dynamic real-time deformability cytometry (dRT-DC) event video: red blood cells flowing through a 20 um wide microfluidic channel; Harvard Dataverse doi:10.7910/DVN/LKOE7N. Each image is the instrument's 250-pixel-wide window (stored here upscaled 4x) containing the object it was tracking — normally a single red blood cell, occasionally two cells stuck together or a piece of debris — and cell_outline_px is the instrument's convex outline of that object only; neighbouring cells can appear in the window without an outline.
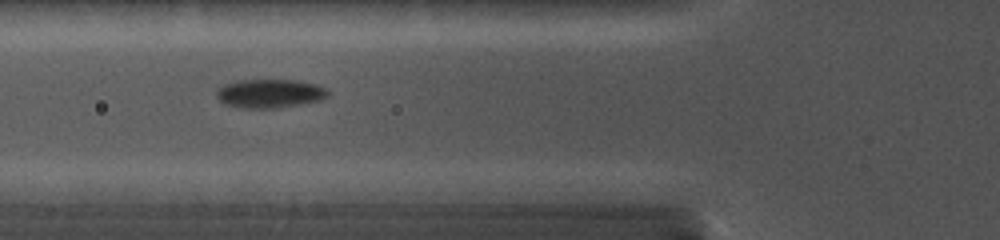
{"species": "common noctule bat (a hibernating species)", "species_latin": "Nyctalus noctula", "temperature_condition": "cold", "stored_images_in_passage": 4, "camera_frame_rate_fps": 5000, "um_per_image_px": 0.085, "animal": {"sex": "female", "body_mass_g": 19.0, "forearm_length_mm": 56.7}, "frame": {"image": 1, "passage_image": 3, "time_ms": 1.6, "image_size_px": [1000, 240], "cell_outline_px": [[328, 96], [320, 100], [300, 104], [272, 108], [240, 108], [224, 104], [216, 96], [216, 92], [224, 84], [240, 80], [296, 80], [316, 84], [328, 88]], "centroid_in_image_um": [22.94, 7.94], "position_along_channel_um": 102.9, "area_um2": 18.61}}